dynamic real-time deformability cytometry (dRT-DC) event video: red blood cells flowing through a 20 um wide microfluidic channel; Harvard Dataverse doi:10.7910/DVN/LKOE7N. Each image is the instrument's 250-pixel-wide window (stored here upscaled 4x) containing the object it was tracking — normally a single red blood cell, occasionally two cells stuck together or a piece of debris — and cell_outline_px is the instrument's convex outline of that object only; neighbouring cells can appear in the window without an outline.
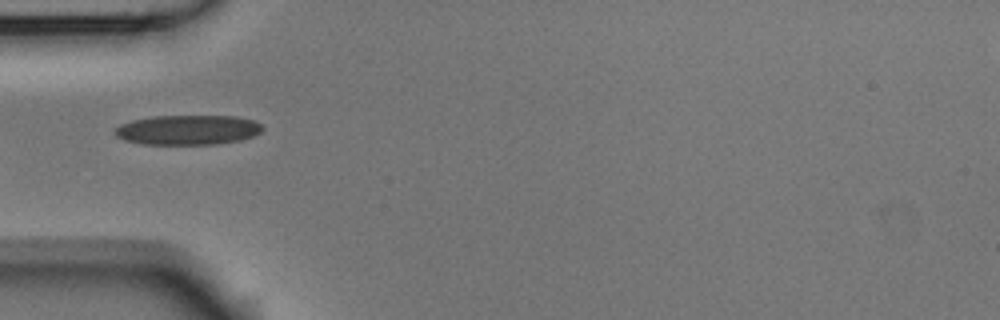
{"species": "Egyptian fruit bat (a non-hibernating species)", "species_latin": "Rousettus aegyptiacus", "temperature_condition": "room temperature", "stored_images_in_passage": 5, "camera_frame_rate_fps": 3000, "um_per_image_px": 0.085, "animal": {"sex": "male"}, "frame": {"image": 1, "passage_image": 5, "time_ms": 1.333, "image_size_px": [1000, 320], "cell_outline_px": [[264, 128], [260, 132], [252, 136], [240, 140], [216, 144], [140, 144], [124, 140], [116, 136], [112, 132], [120, 124], [132, 120], [152, 116], [236, 116], [252, 120], [260, 124]], "centroid_in_image_um": [15.92, 11.04], "position_along_channel_um": 69.1, "area_um2": 25.66}}